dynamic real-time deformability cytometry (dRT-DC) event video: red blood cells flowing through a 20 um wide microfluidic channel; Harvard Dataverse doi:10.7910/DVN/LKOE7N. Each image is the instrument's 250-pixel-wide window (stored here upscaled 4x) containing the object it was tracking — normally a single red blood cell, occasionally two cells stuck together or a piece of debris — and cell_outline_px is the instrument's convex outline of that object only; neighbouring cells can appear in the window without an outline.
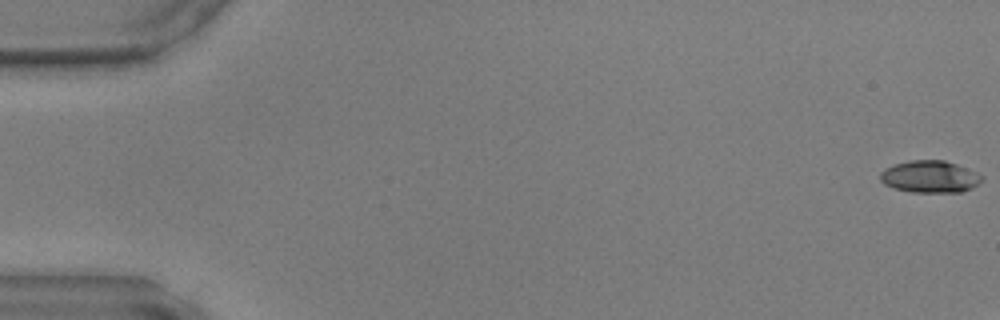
{"species": "common noctule bat (a hibernating species)", "species_latin": "Nyctalus noctula", "temperature_condition": "warm", "stored_images_in_passage": 11, "camera_frame_rate_fps": 3000, "um_per_image_px": 0.085, "animal": {"sex": "male", "body_mass_g": 17.9, "forearm_length_mm": 54.2}, "frame": {"image": 1, "passage_image": 1, "time_ms": 0.0, "image_size_px": [1000, 320], "cell_outline_px": [[984, 176], [972, 188], [960, 192], [912, 192], [892, 188], [884, 184], [880, 180], [880, 172], [884, 168], [908, 160], [944, 160], [956, 164], [976, 172]], "centroid_in_image_um": [79.0, 15.01], "position_along_channel_um": 6.0, "area_um2": 18.96}}